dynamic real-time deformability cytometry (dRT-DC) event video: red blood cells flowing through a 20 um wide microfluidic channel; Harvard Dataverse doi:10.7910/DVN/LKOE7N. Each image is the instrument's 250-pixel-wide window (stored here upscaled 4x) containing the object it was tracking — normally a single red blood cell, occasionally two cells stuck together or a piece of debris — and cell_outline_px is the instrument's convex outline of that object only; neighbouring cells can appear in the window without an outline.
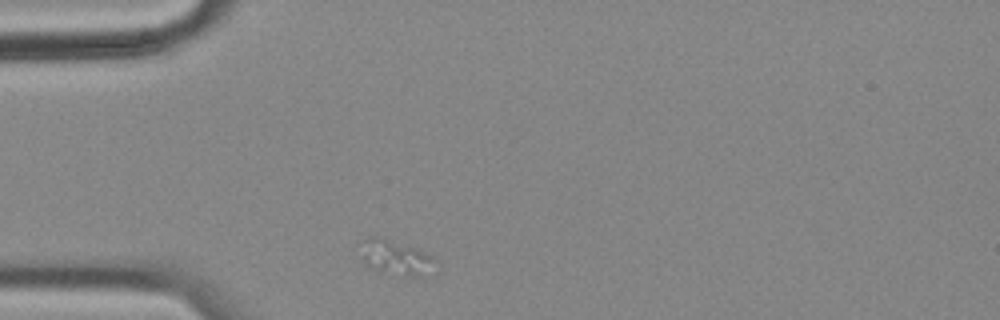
{"species": "common noctule bat (a hibernating species)", "species_latin": "Nyctalus noctula", "temperature_condition": "cold", "stored_images_in_passage": 5, "camera_frame_rate_fps": 3000, "um_per_image_px": 0.085, "animal": {"sex": "female", "body_mass_g": 18.4}, "frame": {"image": 1, "passage_image": 1, "time_ms": 0.0, "image_size_px": [1000, 320], "cell_outline_px": [[436, 260], [420, 276], [384, 272], [368, 264], [364, 260], [364, 240], [368, 236], [376, 236], [424, 252], [432, 256]], "centroid_in_image_um": [33.62, 21.86], "position_along_channel_um": 51.4, "area_um2": 13.53}}